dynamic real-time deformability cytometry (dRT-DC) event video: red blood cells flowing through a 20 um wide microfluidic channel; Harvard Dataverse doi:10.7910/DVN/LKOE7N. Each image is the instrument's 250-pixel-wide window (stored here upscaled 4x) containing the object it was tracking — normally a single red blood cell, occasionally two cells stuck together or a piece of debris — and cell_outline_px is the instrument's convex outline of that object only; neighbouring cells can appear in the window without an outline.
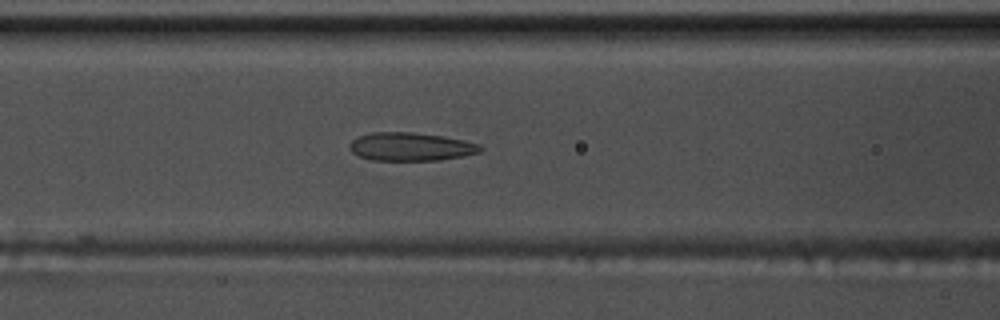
{"species": "common noctule bat (a hibernating species)", "species_latin": "Nyctalus noctula", "temperature_condition": "warm", "stored_images_in_passage": 44, "camera_frame_rate_fps": 3000, "um_per_image_px": 0.085, "animal": {"sex": "male", "body_mass_g": 17.5, "forearm_length_mm": 52.3}, "frame": {"image": 1, "passage_image": 15, "time_ms": 4.667, "image_size_px": [1000, 320], "cell_outline_px": [[484, 148], [480, 152], [464, 156], [440, 160], [372, 160], [360, 156], [352, 152], [348, 148], [348, 144], [356, 136], [372, 132], [412, 132], [444, 136], [464, 140], [480, 144]], "centroid_in_image_um": [34.91, 12.46], "position_along_channel_um": 131.7, "area_um2": 21.79}}
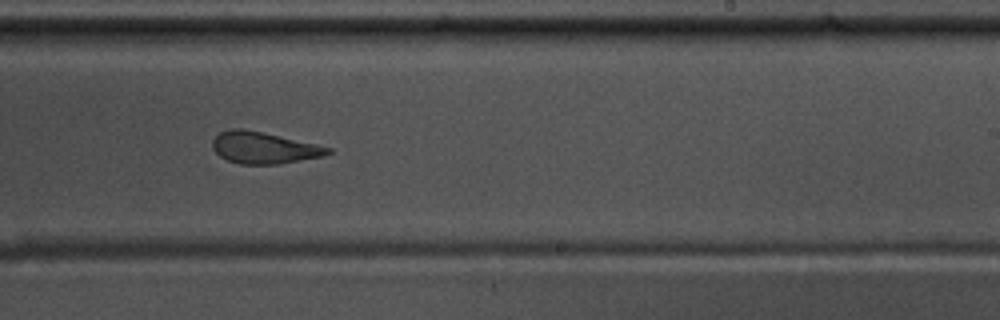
{"frame": {"image": 2, "passage_image": 26, "time_ms": 8.333, "image_size_px": [1000, 320], "cell_outline_px": [[332, 152], [324, 156], [276, 164], [240, 164], [228, 160], [220, 156], [212, 148], [212, 140], [220, 132], [232, 128], [240, 128], [260, 132], [316, 144], [332, 148]], "centroid_in_image_um": [22.41, 12.56], "position_along_channel_um": 266.6, "area_um2": 20.98}}
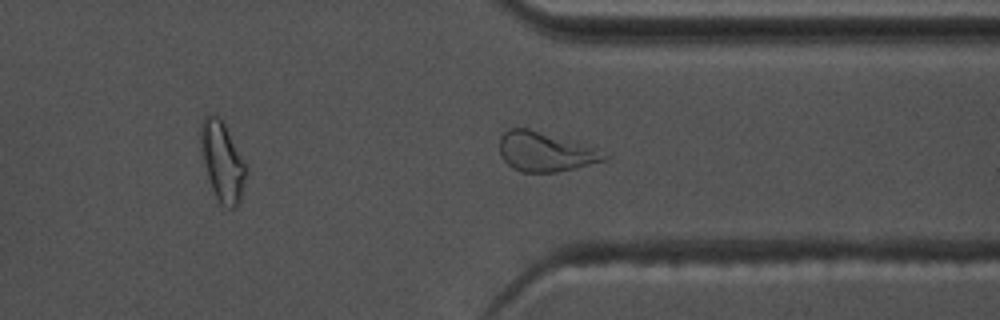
{"frame": {"image": 3, "passage_image": 34, "time_ms": 11.0, "image_size_px": [1000, 320], "cell_outline_px": [[612, 156], [608, 160], [556, 172], [520, 172], [512, 168], [500, 156], [500, 136], [508, 128], [528, 128], [592, 148]], "centroid_in_image_um": [46.3, 12.92], "position_along_channel_um": 365.1, "area_um2": 23.64}, "authors_computed_cell_mechanics": {"area_um2": 22.5131, "velocity_mm_per_s": 3.6912, "shape_relaxation_time_tau1_ms": 5.5852, "shape_relaxation_time_tau2_ms": 1.5869, "deformation_change_tau1": 0.1744, "deformation_change_tau2": 0.104}}